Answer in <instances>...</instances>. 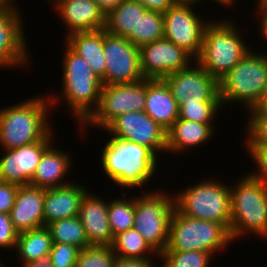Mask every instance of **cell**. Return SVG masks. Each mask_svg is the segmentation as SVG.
Masks as SVG:
<instances>
[{"mask_svg": "<svg viewBox=\"0 0 267 267\" xmlns=\"http://www.w3.org/2000/svg\"><path fill=\"white\" fill-rule=\"evenodd\" d=\"M64 45L62 90L59 96L49 94L48 97L52 107L63 100L68 113L71 112L81 126L97 109L103 83L82 56L74 52L65 42Z\"/></svg>", "mask_w": 267, "mask_h": 267, "instance_id": "obj_1", "label": "cell"}, {"mask_svg": "<svg viewBox=\"0 0 267 267\" xmlns=\"http://www.w3.org/2000/svg\"><path fill=\"white\" fill-rule=\"evenodd\" d=\"M102 148L99 160L103 173L116 186L142 188L158 173L160 158L145 146L110 137Z\"/></svg>", "mask_w": 267, "mask_h": 267, "instance_id": "obj_2", "label": "cell"}, {"mask_svg": "<svg viewBox=\"0 0 267 267\" xmlns=\"http://www.w3.org/2000/svg\"><path fill=\"white\" fill-rule=\"evenodd\" d=\"M51 106L48 95H36L1 108L0 150L17 148L42 140L53 129L48 121Z\"/></svg>", "mask_w": 267, "mask_h": 267, "instance_id": "obj_3", "label": "cell"}, {"mask_svg": "<svg viewBox=\"0 0 267 267\" xmlns=\"http://www.w3.org/2000/svg\"><path fill=\"white\" fill-rule=\"evenodd\" d=\"M231 191L230 236L236 241L246 234L267 239V187L247 172Z\"/></svg>", "mask_w": 267, "mask_h": 267, "instance_id": "obj_4", "label": "cell"}, {"mask_svg": "<svg viewBox=\"0 0 267 267\" xmlns=\"http://www.w3.org/2000/svg\"><path fill=\"white\" fill-rule=\"evenodd\" d=\"M231 18L212 19L207 25L200 55L196 61L218 81L251 49ZM246 42V43H245Z\"/></svg>", "mask_w": 267, "mask_h": 267, "instance_id": "obj_5", "label": "cell"}, {"mask_svg": "<svg viewBox=\"0 0 267 267\" xmlns=\"http://www.w3.org/2000/svg\"><path fill=\"white\" fill-rule=\"evenodd\" d=\"M253 49L220 79L222 106L238 102V105H244V111L248 113L260 101L267 88V51L258 53Z\"/></svg>", "mask_w": 267, "mask_h": 267, "instance_id": "obj_6", "label": "cell"}, {"mask_svg": "<svg viewBox=\"0 0 267 267\" xmlns=\"http://www.w3.org/2000/svg\"><path fill=\"white\" fill-rule=\"evenodd\" d=\"M219 180V181H218ZM175 208L183 215L231 226L230 185L214 178L201 180L174 194Z\"/></svg>", "mask_w": 267, "mask_h": 267, "instance_id": "obj_7", "label": "cell"}, {"mask_svg": "<svg viewBox=\"0 0 267 267\" xmlns=\"http://www.w3.org/2000/svg\"><path fill=\"white\" fill-rule=\"evenodd\" d=\"M231 243L230 233L222 224L183 215L175 208L164 251L198 250L214 255Z\"/></svg>", "mask_w": 267, "mask_h": 267, "instance_id": "obj_8", "label": "cell"}, {"mask_svg": "<svg viewBox=\"0 0 267 267\" xmlns=\"http://www.w3.org/2000/svg\"><path fill=\"white\" fill-rule=\"evenodd\" d=\"M141 191L143 194L135 196L134 228L160 255L169 239L170 221L175 209L174 195L170 193V196L164 190Z\"/></svg>", "mask_w": 267, "mask_h": 267, "instance_id": "obj_9", "label": "cell"}, {"mask_svg": "<svg viewBox=\"0 0 267 267\" xmlns=\"http://www.w3.org/2000/svg\"><path fill=\"white\" fill-rule=\"evenodd\" d=\"M145 103L146 79L134 83L103 85L97 109L78 128L80 132L88 127L103 130L121 114L144 111Z\"/></svg>", "mask_w": 267, "mask_h": 267, "instance_id": "obj_10", "label": "cell"}, {"mask_svg": "<svg viewBox=\"0 0 267 267\" xmlns=\"http://www.w3.org/2000/svg\"><path fill=\"white\" fill-rule=\"evenodd\" d=\"M194 5L196 3L176 2L163 16L164 38L182 47L196 59L201 53L204 32L211 19L200 18L201 14L196 13Z\"/></svg>", "mask_w": 267, "mask_h": 267, "instance_id": "obj_11", "label": "cell"}, {"mask_svg": "<svg viewBox=\"0 0 267 267\" xmlns=\"http://www.w3.org/2000/svg\"><path fill=\"white\" fill-rule=\"evenodd\" d=\"M106 64L105 85L134 83L144 78L140 66L139 47L128 38L115 36L103 29Z\"/></svg>", "mask_w": 267, "mask_h": 267, "instance_id": "obj_12", "label": "cell"}, {"mask_svg": "<svg viewBox=\"0 0 267 267\" xmlns=\"http://www.w3.org/2000/svg\"><path fill=\"white\" fill-rule=\"evenodd\" d=\"M102 131L112 138L127 140L149 148L157 157L166 153V130L144 111L117 116ZM158 154V155H157Z\"/></svg>", "mask_w": 267, "mask_h": 267, "instance_id": "obj_13", "label": "cell"}, {"mask_svg": "<svg viewBox=\"0 0 267 267\" xmlns=\"http://www.w3.org/2000/svg\"><path fill=\"white\" fill-rule=\"evenodd\" d=\"M139 54L145 79H163L173 72L188 68L196 60L185 49L166 38L141 46Z\"/></svg>", "mask_w": 267, "mask_h": 267, "instance_id": "obj_14", "label": "cell"}, {"mask_svg": "<svg viewBox=\"0 0 267 267\" xmlns=\"http://www.w3.org/2000/svg\"><path fill=\"white\" fill-rule=\"evenodd\" d=\"M194 62L188 68L163 78L176 103L179 105L185 98L188 101H221L219 81L196 60Z\"/></svg>", "mask_w": 267, "mask_h": 267, "instance_id": "obj_15", "label": "cell"}, {"mask_svg": "<svg viewBox=\"0 0 267 267\" xmlns=\"http://www.w3.org/2000/svg\"><path fill=\"white\" fill-rule=\"evenodd\" d=\"M54 128L42 140L28 145L2 150L0 181L28 185L36 171L43 152L53 143Z\"/></svg>", "mask_w": 267, "mask_h": 267, "instance_id": "obj_16", "label": "cell"}, {"mask_svg": "<svg viewBox=\"0 0 267 267\" xmlns=\"http://www.w3.org/2000/svg\"><path fill=\"white\" fill-rule=\"evenodd\" d=\"M21 12L18 7L0 8V67L3 69H23L31 59Z\"/></svg>", "mask_w": 267, "mask_h": 267, "instance_id": "obj_17", "label": "cell"}, {"mask_svg": "<svg viewBox=\"0 0 267 267\" xmlns=\"http://www.w3.org/2000/svg\"><path fill=\"white\" fill-rule=\"evenodd\" d=\"M61 18L68 36L75 32L105 28L106 15L94 0H49Z\"/></svg>", "mask_w": 267, "mask_h": 267, "instance_id": "obj_18", "label": "cell"}, {"mask_svg": "<svg viewBox=\"0 0 267 267\" xmlns=\"http://www.w3.org/2000/svg\"><path fill=\"white\" fill-rule=\"evenodd\" d=\"M44 197L45 188L30 184L19 186L9 213L14 229L18 233L44 226Z\"/></svg>", "mask_w": 267, "mask_h": 267, "instance_id": "obj_19", "label": "cell"}, {"mask_svg": "<svg viewBox=\"0 0 267 267\" xmlns=\"http://www.w3.org/2000/svg\"><path fill=\"white\" fill-rule=\"evenodd\" d=\"M104 200L88 191L80 205L78 217L90 245H112L114 239L108 221V202L107 199Z\"/></svg>", "mask_w": 267, "mask_h": 267, "instance_id": "obj_20", "label": "cell"}, {"mask_svg": "<svg viewBox=\"0 0 267 267\" xmlns=\"http://www.w3.org/2000/svg\"><path fill=\"white\" fill-rule=\"evenodd\" d=\"M45 189L44 226L54 221L78 216L83 197L89 191L82 182ZM82 184V185H81Z\"/></svg>", "mask_w": 267, "mask_h": 267, "instance_id": "obj_21", "label": "cell"}, {"mask_svg": "<svg viewBox=\"0 0 267 267\" xmlns=\"http://www.w3.org/2000/svg\"><path fill=\"white\" fill-rule=\"evenodd\" d=\"M213 124H202L185 119H177L174 124L166 131V153L184 154L192 149L199 147L214 137ZM182 153V154H181Z\"/></svg>", "mask_w": 267, "mask_h": 267, "instance_id": "obj_22", "label": "cell"}, {"mask_svg": "<svg viewBox=\"0 0 267 267\" xmlns=\"http://www.w3.org/2000/svg\"><path fill=\"white\" fill-rule=\"evenodd\" d=\"M53 144L43 152L30 185L47 189L64 186L71 182L66 180L68 173H71L73 169L71 155L54 148L56 146Z\"/></svg>", "mask_w": 267, "mask_h": 267, "instance_id": "obj_23", "label": "cell"}, {"mask_svg": "<svg viewBox=\"0 0 267 267\" xmlns=\"http://www.w3.org/2000/svg\"><path fill=\"white\" fill-rule=\"evenodd\" d=\"M144 112L166 131L179 118V105L163 79H146Z\"/></svg>", "mask_w": 267, "mask_h": 267, "instance_id": "obj_24", "label": "cell"}, {"mask_svg": "<svg viewBox=\"0 0 267 267\" xmlns=\"http://www.w3.org/2000/svg\"><path fill=\"white\" fill-rule=\"evenodd\" d=\"M64 42L87 61L92 71L105 85L106 64L103 50V29L71 33L66 36Z\"/></svg>", "mask_w": 267, "mask_h": 267, "instance_id": "obj_25", "label": "cell"}, {"mask_svg": "<svg viewBox=\"0 0 267 267\" xmlns=\"http://www.w3.org/2000/svg\"><path fill=\"white\" fill-rule=\"evenodd\" d=\"M147 11L135 0H124L106 15L104 29L112 35L127 38L131 33H137L139 18Z\"/></svg>", "mask_w": 267, "mask_h": 267, "instance_id": "obj_26", "label": "cell"}, {"mask_svg": "<svg viewBox=\"0 0 267 267\" xmlns=\"http://www.w3.org/2000/svg\"><path fill=\"white\" fill-rule=\"evenodd\" d=\"M52 237L46 226L18 233L15 250L20 262L28 263L49 258Z\"/></svg>", "mask_w": 267, "mask_h": 267, "instance_id": "obj_27", "label": "cell"}, {"mask_svg": "<svg viewBox=\"0 0 267 267\" xmlns=\"http://www.w3.org/2000/svg\"><path fill=\"white\" fill-rule=\"evenodd\" d=\"M111 246L120 258L152 260L153 257H159L135 228L115 235Z\"/></svg>", "mask_w": 267, "mask_h": 267, "instance_id": "obj_28", "label": "cell"}, {"mask_svg": "<svg viewBox=\"0 0 267 267\" xmlns=\"http://www.w3.org/2000/svg\"><path fill=\"white\" fill-rule=\"evenodd\" d=\"M46 227L51 233L52 242L74 245L80 250L90 246L84 226L78 216L54 221Z\"/></svg>", "mask_w": 267, "mask_h": 267, "instance_id": "obj_29", "label": "cell"}, {"mask_svg": "<svg viewBox=\"0 0 267 267\" xmlns=\"http://www.w3.org/2000/svg\"><path fill=\"white\" fill-rule=\"evenodd\" d=\"M164 16L157 11H147L140 16L137 33H131L127 38L137 47L164 38Z\"/></svg>", "mask_w": 267, "mask_h": 267, "instance_id": "obj_30", "label": "cell"}, {"mask_svg": "<svg viewBox=\"0 0 267 267\" xmlns=\"http://www.w3.org/2000/svg\"><path fill=\"white\" fill-rule=\"evenodd\" d=\"M135 197L114 198L108 202V221L113 236L134 228Z\"/></svg>", "mask_w": 267, "mask_h": 267, "instance_id": "obj_31", "label": "cell"}, {"mask_svg": "<svg viewBox=\"0 0 267 267\" xmlns=\"http://www.w3.org/2000/svg\"><path fill=\"white\" fill-rule=\"evenodd\" d=\"M222 108L221 101H188L185 98L179 104V119L213 124L214 118L217 117L216 114H219Z\"/></svg>", "mask_w": 267, "mask_h": 267, "instance_id": "obj_32", "label": "cell"}, {"mask_svg": "<svg viewBox=\"0 0 267 267\" xmlns=\"http://www.w3.org/2000/svg\"><path fill=\"white\" fill-rule=\"evenodd\" d=\"M159 258L162 263L160 267H209L214 255L198 250L163 251Z\"/></svg>", "mask_w": 267, "mask_h": 267, "instance_id": "obj_33", "label": "cell"}, {"mask_svg": "<svg viewBox=\"0 0 267 267\" xmlns=\"http://www.w3.org/2000/svg\"><path fill=\"white\" fill-rule=\"evenodd\" d=\"M116 258L111 245H90L79 251L75 267H114Z\"/></svg>", "mask_w": 267, "mask_h": 267, "instance_id": "obj_34", "label": "cell"}, {"mask_svg": "<svg viewBox=\"0 0 267 267\" xmlns=\"http://www.w3.org/2000/svg\"><path fill=\"white\" fill-rule=\"evenodd\" d=\"M244 146H267V113H248Z\"/></svg>", "mask_w": 267, "mask_h": 267, "instance_id": "obj_35", "label": "cell"}, {"mask_svg": "<svg viewBox=\"0 0 267 267\" xmlns=\"http://www.w3.org/2000/svg\"><path fill=\"white\" fill-rule=\"evenodd\" d=\"M80 249L65 243H52L49 260L53 267H75Z\"/></svg>", "mask_w": 267, "mask_h": 267, "instance_id": "obj_36", "label": "cell"}, {"mask_svg": "<svg viewBox=\"0 0 267 267\" xmlns=\"http://www.w3.org/2000/svg\"><path fill=\"white\" fill-rule=\"evenodd\" d=\"M245 149L256 165L249 172L267 187V146H245Z\"/></svg>", "mask_w": 267, "mask_h": 267, "instance_id": "obj_37", "label": "cell"}, {"mask_svg": "<svg viewBox=\"0 0 267 267\" xmlns=\"http://www.w3.org/2000/svg\"><path fill=\"white\" fill-rule=\"evenodd\" d=\"M17 237L10 215L0 213V249H15Z\"/></svg>", "mask_w": 267, "mask_h": 267, "instance_id": "obj_38", "label": "cell"}, {"mask_svg": "<svg viewBox=\"0 0 267 267\" xmlns=\"http://www.w3.org/2000/svg\"><path fill=\"white\" fill-rule=\"evenodd\" d=\"M20 185L0 181V213L9 214Z\"/></svg>", "mask_w": 267, "mask_h": 267, "instance_id": "obj_39", "label": "cell"}, {"mask_svg": "<svg viewBox=\"0 0 267 267\" xmlns=\"http://www.w3.org/2000/svg\"><path fill=\"white\" fill-rule=\"evenodd\" d=\"M143 5L148 11H157L164 13L172 7L176 0H135Z\"/></svg>", "mask_w": 267, "mask_h": 267, "instance_id": "obj_40", "label": "cell"}, {"mask_svg": "<svg viewBox=\"0 0 267 267\" xmlns=\"http://www.w3.org/2000/svg\"><path fill=\"white\" fill-rule=\"evenodd\" d=\"M158 257L153 260H146V259H132V258H120L117 257L114 267H155L157 264L154 261ZM155 264V265H154Z\"/></svg>", "mask_w": 267, "mask_h": 267, "instance_id": "obj_41", "label": "cell"}, {"mask_svg": "<svg viewBox=\"0 0 267 267\" xmlns=\"http://www.w3.org/2000/svg\"><path fill=\"white\" fill-rule=\"evenodd\" d=\"M100 9L107 15L110 11L118 7L124 0H94Z\"/></svg>", "mask_w": 267, "mask_h": 267, "instance_id": "obj_42", "label": "cell"}, {"mask_svg": "<svg viewBox=\"0 0 267 267\" xmlns=\"http://www.w3.org/2000/svg\"><path fill=\"white\" fill-rule=\"evenodd\" d=\"M259 13H258V16H259V24L258 26L260 27V31H261V34H263L264 38H265V41H267V8H263V9H256Z\"/></svg>", "mask_w": 267, "mask_h": 267, "instance_id": "obj_43", "label": "cell"}, {"mask_svg": "<svg viewBox=\"0 0 267 267\" xmlns=\"http://www.w3.org/2000/svg\"><path fill=\"white\" fill-rule=\"evenodd\" d=\"M248 113H267V88L265 89L260 101Z\"/></svg>", "mask_w": 267, "mask_h": 267, "instance_id": "obj_44", "label": "cell"}, {"mask_svg": "<svg viewBox=\"0 0 267 267\" xmlns=\"http://www.w3.org/2000/svg\"><path fill=\"white\" fill-rule=\"evenodd\" d=\"M22 267H53L49 258L36 260L28 263H22Z\"/></svg>", "mask_w": 267, "mask_h": 267, "instance_id": "obj_45", "label": "cell"}, {"mask_svg": "<svg viewBox=\"0 0 267 267\" xmlns=\"http://www.w3.org/2000/svg\"><path fill=\"white\" fill-rule=\"evenodd\" d=\"M213 2H217L218 5L220 4L221 6H225V7H228L230 6V9L231 7H233L232 5H235L234 3L237 1V0H211Z\"/></svg>", "mask_w": 267, "mask_h": 267, "instance_id": "obj_46", "label": "cell"}, {"mask_svg": "<svg viewBox=\"0 0 267 267\" xmlns=\"http://www.w3.org/2000/svg\"><path fill=\"white\" fill-rule=\"evenodd\" d=\"M15 4H16V1H14V0H0V8H3V7H17V5L15 6Z\"/></svg>", "mask_w": 267, "mask_h": 267, "instance_id": "obj_47", "label": "cell"}, {"mask_svg": "<svg viewBox=\"0 0 267 267\" xmlns=\"http://www.w3.org/2000/svg\"><path fill=\"white\" fill-rule=\"evenodd\" d=\"M256 3H257V6L255 9L267 8V0H258V1H256Z\"/></svg>", "mask_w": 267, "mask_h": 267, "instance_id": "obj_48", "label": "cell"}, {"mask_svg": "<svg viewBox=\"0 0 267 267\" xmlns=\"http://www.w3.org/2000/svg\"><path fill=\"white\" fill-rule=\"evenodd\" d=\"M176 1L177 2H185V3H196V4H199V2L202 3L204 0H176Z\"/></svg>", "mask_w": 267, "mask_h": 267, "instance_id": "obj_49", "label": "cell"}]
</instances>
